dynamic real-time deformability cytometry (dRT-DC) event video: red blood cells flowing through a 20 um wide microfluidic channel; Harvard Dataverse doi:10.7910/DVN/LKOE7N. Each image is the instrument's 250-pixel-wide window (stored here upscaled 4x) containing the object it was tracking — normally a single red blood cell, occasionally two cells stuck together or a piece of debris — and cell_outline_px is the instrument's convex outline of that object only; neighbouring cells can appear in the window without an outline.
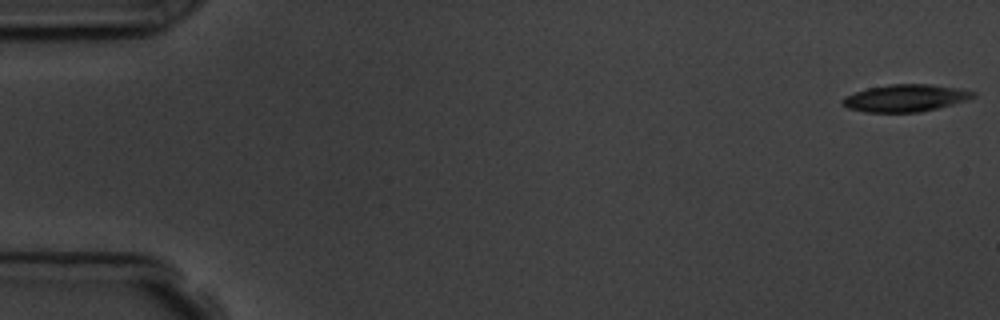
{"species": "common noctule bat (a hibernating species)", "species_latin": "Nyctalus noctula", "temperature_condition": "room temperature", "stored_images_in_passage": 10, "camera_frame_rate_fps": 3000, "um_per_image_px": 0.085, "animal": {"sex": "male", "body_mass_g": 19.5, "forearm_length_mm": 54.6}, "frame": {"image": 1, "passage_image": 1, "time_ms": 0.0, "image_size_px": [1000, 320], "cell_outline_px": [[976, 96], [968, 100], [920, 112], [864, 112], [848, 108], [840, 104], [840, 100], [844, 96], [868, 88], [888, 84], [928, 84], [960, 88], [976, 92]], "centroid_in_image_um": [76.94, 8.33], "position_along_channel_um": 8.1, "area_um2": 20.81}}
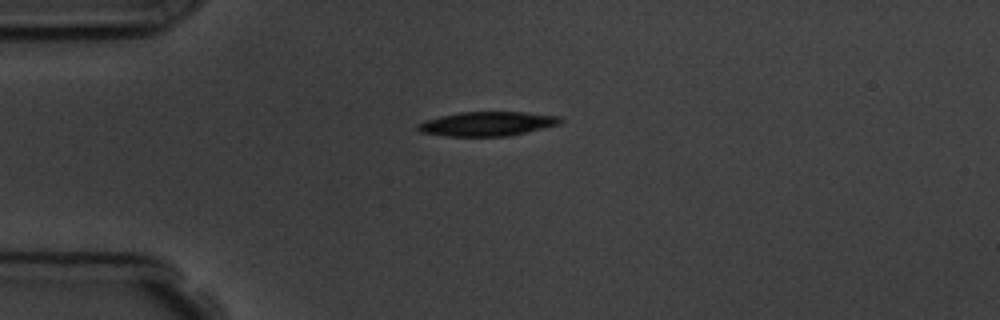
{"frame": {"image": 2, "passage_image": 5, "time_ms": 4.333, "image_size_px": [1000, 320], "cell_outline_px": [[564, 120], [560, 124], [544, 128], [508, 136], [448, 136], [420, 132], [416, 128], [416, 124], [440, 116], [460, 112], [524, 112], [560, 116]], "centroid_in_image_um": [41.44, 10.52], "position_along_channel_um": 43.6, "area_um2": 20.11}}